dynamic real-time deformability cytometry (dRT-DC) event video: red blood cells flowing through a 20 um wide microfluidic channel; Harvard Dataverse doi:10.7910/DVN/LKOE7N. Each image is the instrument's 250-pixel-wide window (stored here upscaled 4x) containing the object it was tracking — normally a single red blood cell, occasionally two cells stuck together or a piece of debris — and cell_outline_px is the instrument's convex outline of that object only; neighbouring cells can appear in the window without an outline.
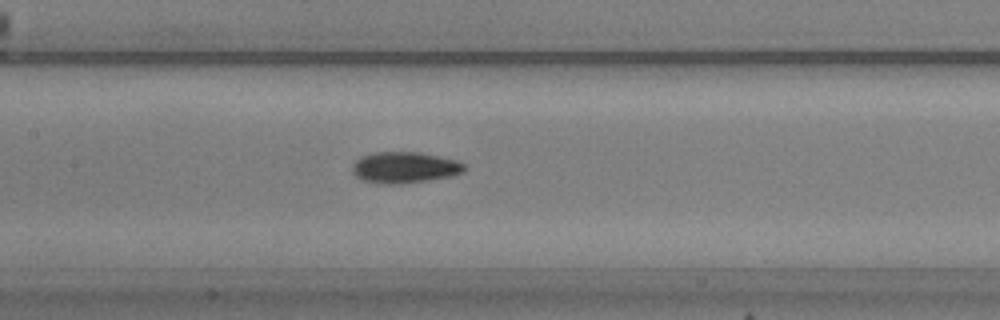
{"species": "common noctule bat (a hibernating species)", "species_latin": "Nyctalus noctula", "temperature_condition": "warm", "stored_images_in_passage": 41, "camera_frame_rate_fps": 3000, "um_per_image_px": 0.085, "animal": {"sex": "male", "body_mass_g": 20.5, "forearm_length_mm": 52.5}, "frame": {"image": 1, "passage_image": 18, "time_ms": 5.667, "image_size_px": [1000, 320], "cell_outline_px": [[468, 168], [464, 172], [452, 176], [428, 180], [400, 184], [380, 184], [360, 180], [352, 172], [352, 164], [360, 156], [376, 152], [420, 152], [456, 160], [464, 164]], "centroid_in_image_um": [34.38, 14.24], "position_along_channel_um": 173.0, "area_um2": 20.63}, "authors_computed_cell_mechanics": {"area_um2": 19.3052, "velocity_mm_per_s": 3.6283, "shape_relaxation_time_tau1_ms": 4.4935, "shape_relaxation_time_tau2_ms": 4.856, "deformation_change_tau1": 0.1484, "deformation_change_tau2": 0.1159}}